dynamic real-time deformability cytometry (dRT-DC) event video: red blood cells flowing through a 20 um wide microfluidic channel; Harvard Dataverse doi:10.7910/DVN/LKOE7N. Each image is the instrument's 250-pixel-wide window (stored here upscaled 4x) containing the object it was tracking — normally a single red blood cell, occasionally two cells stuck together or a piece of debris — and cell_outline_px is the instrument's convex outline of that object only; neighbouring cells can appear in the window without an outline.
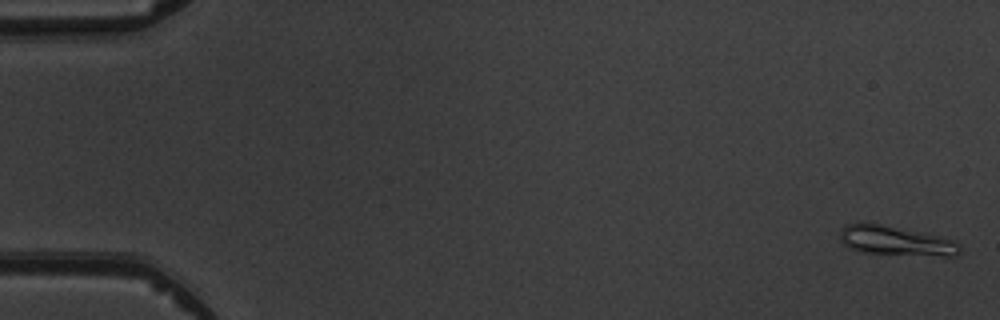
{"species": "common noctule bat (a hibernating species)", "species_latin": "Nyctalus noctula", "temperature_condition": "warm", "stored_images_in_passage": 5, "camera_frame_rate_fps": 3000, "um_per_image_px": 0.085, "animal": {"sex": "male", "body_mass_g": 19.5, "forearm_length_mm": 54.6}, "frame": {"image": 1, "passage_image": 1, "time_ms": 0.0, "image_size_px": [1000, 320], "cell_outline_px": [[960, 252], [956, 256], [944, 256], [860, 252], [848, 248], [840, 240], [840, 232], [844, 224], [860, 220], [924, 232], [952, 240], [960, 248]], "centroid_in_image_um": [76.04, 20.43], "position_along_channel_um": 9.0, "area_um2": 20.87}}